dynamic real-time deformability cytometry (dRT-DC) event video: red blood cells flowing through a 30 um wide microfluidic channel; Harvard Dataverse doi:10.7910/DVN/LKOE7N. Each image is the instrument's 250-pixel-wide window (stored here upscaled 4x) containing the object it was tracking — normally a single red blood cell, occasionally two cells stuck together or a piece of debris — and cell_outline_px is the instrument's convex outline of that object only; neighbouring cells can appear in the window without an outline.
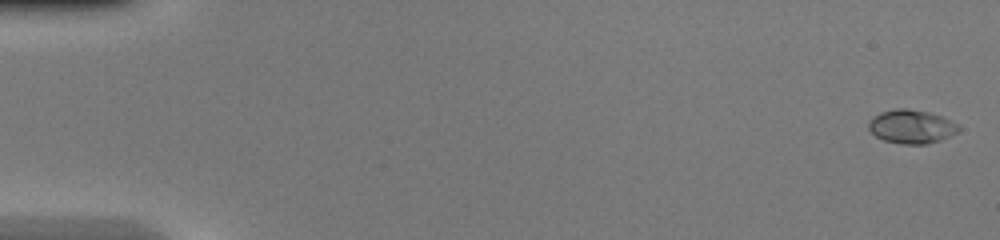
{"species": "common noctule bat (a hibernating species)", "species_latin": "Nyctalus noctula", "temperature_condition": "warm", "stored_images_in_passage": 49, "camera_frame_rate_fps": 3000, "um_per_image_px": 0.085, "animal": {"sex": "female", "body_mass_g": 20.0, "forearm_length_mm": 54.0}, "frame": {"image": 1, "passage_image": 2, "time_ms": 0.333, "image_size_px": [1000, 240], "cell_outline_px": [[960, 128], [956, 132], [940, 140], [928, 144], [900, 144], [884, 140], [876, 136], [868, 128], [868, 120], [880, 112], [896, 108], [908, 108], [928, 112], [952, 120], [960, 124]], "centroid_in_image_um": [77.46, 10.75], "position_along_channel_um": 7.5, "area_um2": 17.74}}
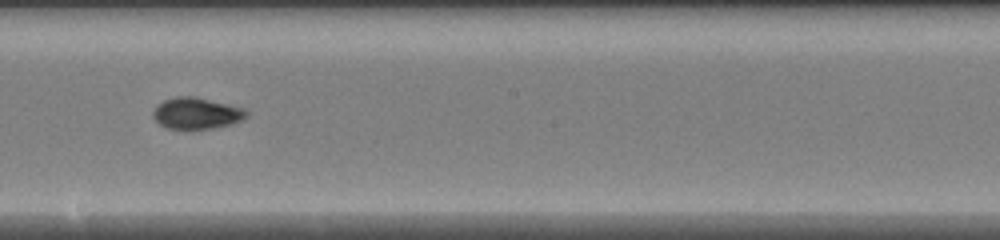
{"frame": {"image": 2, "passage_image": 29, "time_ms": 9.333, "image_size_px": [1000, 240], "cell_outline_px": [[248, 116], [244, 120], [232, 124], [212, 128], [168, 128], [160, 124], [152, 116], [152, 112], [156, 104], [164, 100], [176, 96], [196, 96], [244, 108], [248, 112]], "centroid_in_image_um": [16.72, 9.61], "position_along_channel_um": 231.5, "area_um2": 17.17}}
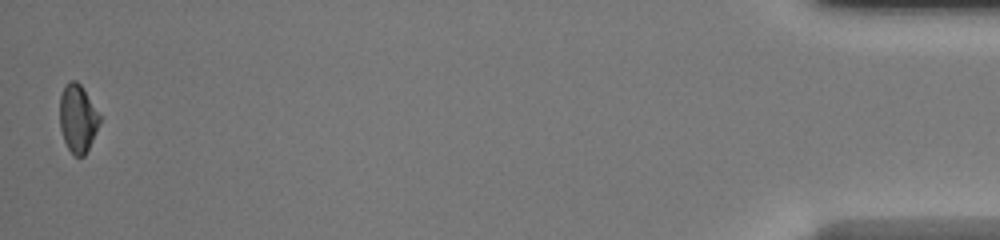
{"frame": {"image": 3, "passage_image": 49, "time_ms": 16.0, "image_size_px": [1000, 240], "cell_outline_px": [[100, 120], [96, 132], [84, 156], [76, 156], [68, 148], [64, 140], [60, 128], [60, 96], [64, 84], [68, 80], [76, 80], [80, 84], [100, 116]], "centroid_in_image_um": [6.58, 10.04], "position_along_channel_um": 428.6, "area_um2": 15.55}, "authors_computed_cell_mechanics": {"area_um2": 16.8198, "velocity_mm_per_s": 4.303, "shape_relaxation_time_tau1_ms": 6.1106, "shape_relaxation_time_tau2_ms": 0.5939, "deformation_change_tau1": 0.2136, "deformation_change_tau2": 0.0292}}